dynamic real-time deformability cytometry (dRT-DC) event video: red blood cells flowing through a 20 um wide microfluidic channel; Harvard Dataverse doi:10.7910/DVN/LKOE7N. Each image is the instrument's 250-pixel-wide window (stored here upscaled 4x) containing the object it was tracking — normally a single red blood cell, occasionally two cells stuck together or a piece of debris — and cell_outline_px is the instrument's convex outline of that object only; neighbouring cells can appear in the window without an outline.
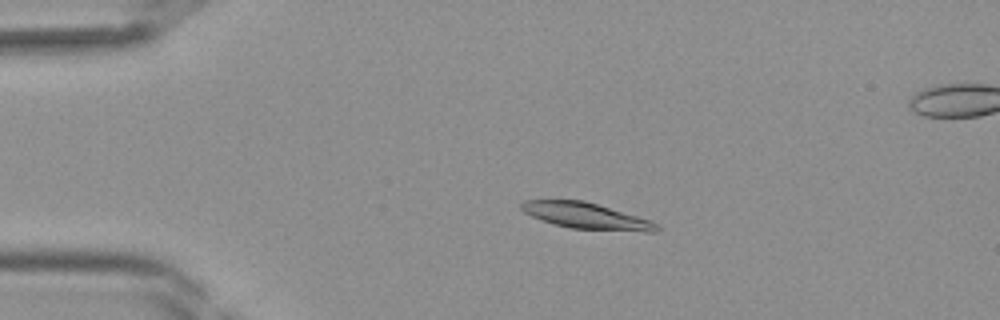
{"species": "Egyptian fruit bat (a non-hibernating species)", "species_latin": "Rousettus aegyptiacus", "temperature_condition": "room temperature", "stored_images_in_passage": 42, "segment_of_instrument_passage": [1, 2], "camera_frame_rate_fps": 3000, "um_per_image_px": 0.085, "frame": {"image": 1, "passage_image": 9, "time_ms": 2.667, "image_size_px": [1000, 320], "cell_outline_px": [[660, 228], [656, 232], [644, 232], [572, 228], [556, 224], [532, 216], [524, 212], [520, 208], [520, 204], [524, 200], [584, 200], [652, 220], [660, 224]], "centroid_in_image_um": [49.91, 18.35], "position_along_channel_um": 35.1, "area_um2": 20.58}}
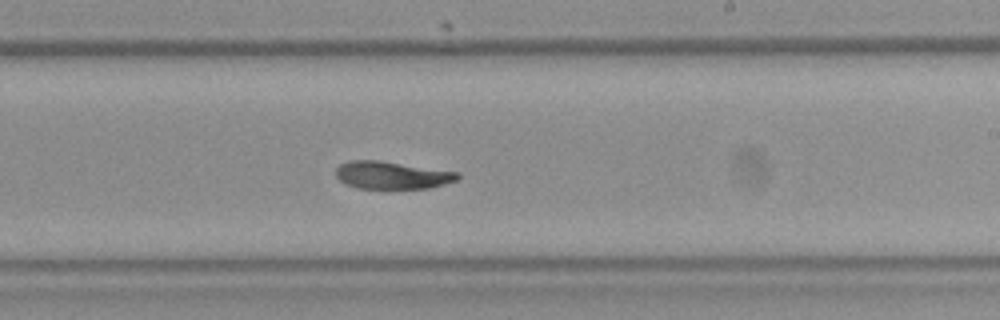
{"frame": {"image": 2, "passage_image": 25, "time_ms": 8.0, "image_size_px": [1000, 320], "cell_outline_px": [[460, 176], [456, 180], [444, 184], [428, 188], [356, 188], [344, 184], [336, 176], [336, 168], [340, 164], [348, 160], [380, 160], [456, 172]], "centroid_in_image_um": [33.25, 14.88], "position_along_channel_um": 255.8, "area_um2": 19.42}}
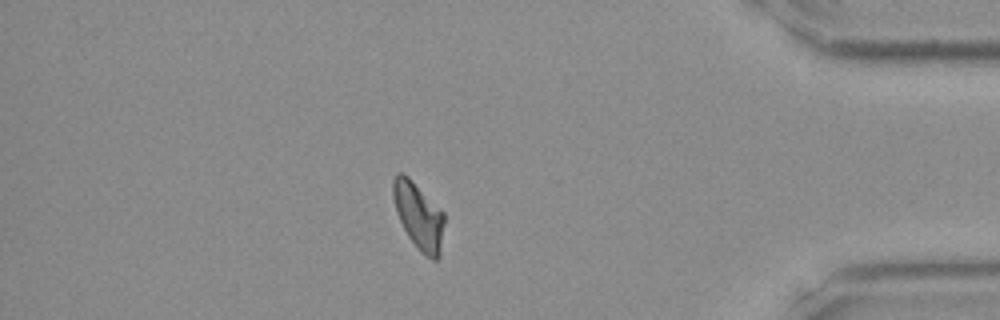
{"frame": {"image": 3, "passage_image": 36, "time_ms": 11.667, "image_size_px": [1000, 320], "cell_outline_px": [[444, 224], [440, 256], [436, 260], [432, 260], [420, 252], [408, 236], [396, 212], [392, 196], [392, 180], [396, 172], [400, 172], [408, 176], [444, 212]], "centroid_in_image_um": [35.58, 18.34], "position_along_channel_um": 399.6, "area_um2": 20.0}}